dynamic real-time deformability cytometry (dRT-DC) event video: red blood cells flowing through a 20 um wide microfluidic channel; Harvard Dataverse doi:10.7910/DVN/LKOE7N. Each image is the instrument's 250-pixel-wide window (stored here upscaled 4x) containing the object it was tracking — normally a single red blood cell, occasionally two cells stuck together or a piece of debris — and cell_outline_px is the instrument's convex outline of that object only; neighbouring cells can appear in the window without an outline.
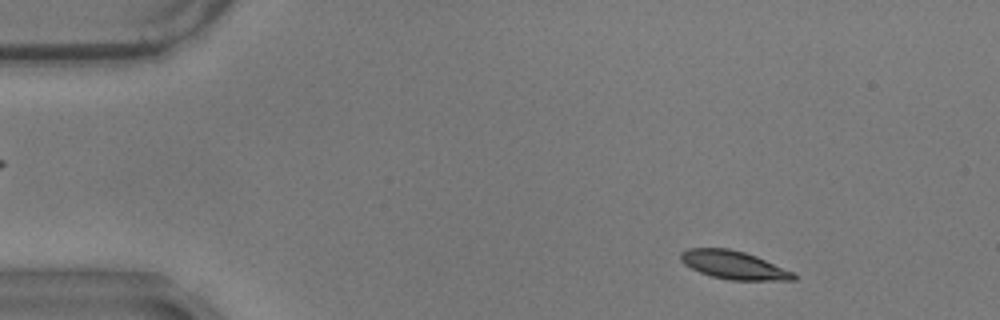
{"species": "common noctule bat (a hibernating species)", "species_latin": "Nyctalus noctula", "temperature_condition": "warm", "stored_images_in_passage": 55, "camera_frame_rate_fps": 3000, "um_per_image_px": 0.085, "animal": {"sex": "male", "body_mass_g": 17.9}, "frame": {"image": 1, "passage_image": 5, "time_ms": 1.333, "image_size_px": [1000, 320], "cell_outline_px": [[796, 280], [728, 280], [712, 276], [700, 272], [684, 264], [680, 260], [680, 252], [688, 248], [728, 248], [744, 252], [756, 256], [792, 272], [796, 276]], "centroid_in_image_um": [62.32, 22.52], "position_along_channel_um": 22.7, "area_um2": 18.38}}
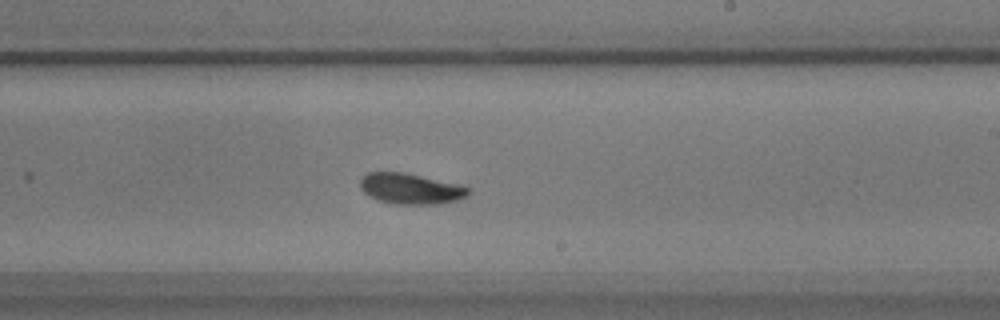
{"frame": {"image": 2, "passage_image": 32, "time_ms": 10.333, "image_size_px": [1000, 320], "cell_outline_px": [[472, 192], [468, 196], [456, 200], [436, 204], [396, 204], [376, 200], [368, 196], [360, 188], [360, 180], [368, 172], [404, 172], [460, 184], [472, 188]], "centroid_in_image_um": [34.93, 16.04], "position_along_channel_um": 254.1, "area_um2": 19.59}}
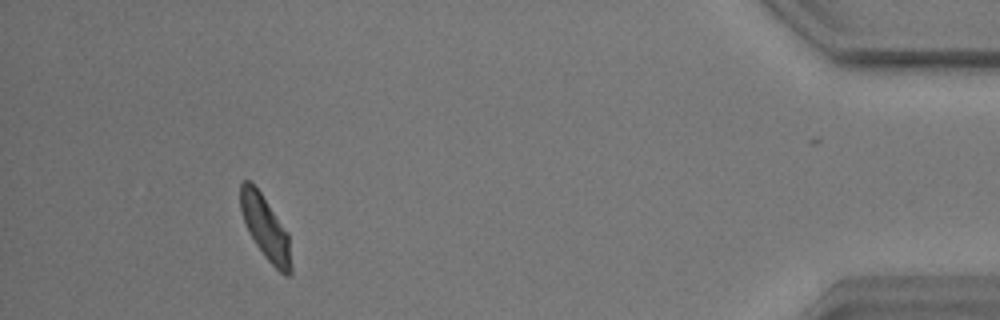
{"frame": {"image": 3, "passage_image": 51, "time_ms": 16.667, "image_size_px": [1000, 320], "cell_outline_px": [[292, 272], [288, 276], [284, 276], [264, 256], [248, 232], [240, 208], [240, 184], [244, 180], [248, 180], [260, 192], [288, 232], [292, 264]], "centroid_in_image_um": [22.58, 19.4], "position_along_channel_um": 412.6, "area_um2": 18.61}, "authors_computed_cell_mechanics": {"area_um2": 19.0162, "velocity_mm_per_s": 3.4598, "shape_relaxation_time_tau1_ms": 2.1532, "shape_relaxation_time_tau2_ms": 1.92, "deformation_change_tau1": 0.1209, "deformation_change_tau2": 0.0544}}